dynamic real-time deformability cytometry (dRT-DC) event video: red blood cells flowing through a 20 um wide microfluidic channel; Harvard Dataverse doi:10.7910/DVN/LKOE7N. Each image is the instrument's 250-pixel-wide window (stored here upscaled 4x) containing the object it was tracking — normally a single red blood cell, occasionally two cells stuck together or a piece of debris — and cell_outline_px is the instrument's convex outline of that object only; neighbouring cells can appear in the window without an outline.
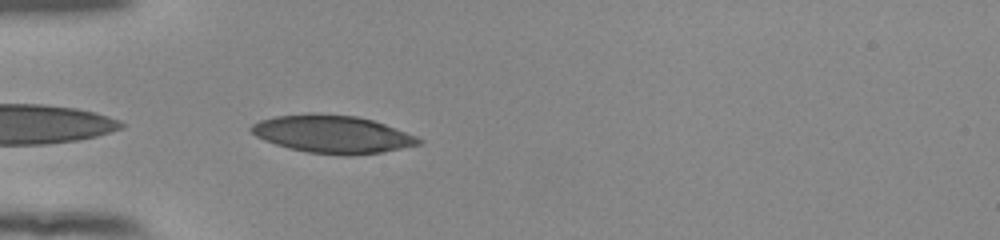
{"species": "human", "species_latin": "Homo sapiens", "temperature_condition": "room temperature", "stored_images_in_passage": 37, "camera_frame_rate_fps": 3000, "um_per_image_px": 0.085, "donor": {"sex": "female"}, "frame": {"image": 1, "passage_image": 1, "time_ms": 0.0, "image_size_px": [1000, 240], "cell_outline_px": [[424, 140], [420, 144], [384, 152], [348, 156], [344, 156], [308, 152], [288, 148], [264, 140], [256, 136], [248, 128], [252, 124], [260, 120], [276, 116], [312, 112], [356, 116], [372, 120], [384, 124], [416, 136]], "centroid_in_image_um": [28.24, 11.4], "position_along_channel_um": 56.8, "area_um2": 36.99}}
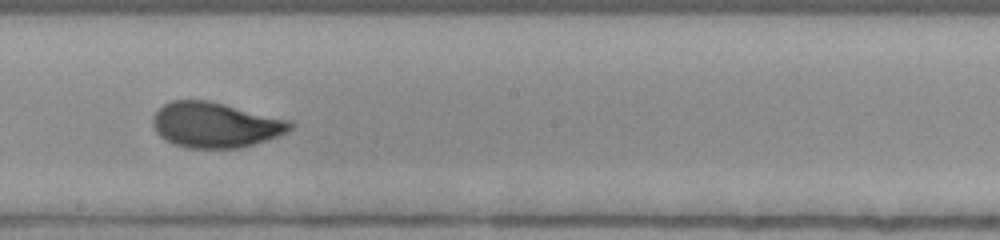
{"frame": {"image": 2, "passage_image": 15, "time_ms": 4.667, "image_size_px": [1000, 240], "cell_outline_px": [[296, 124], [288, 132], [240, 148], [188, 148], [172, 144], [164, 140], [156, 132], [152, 124], [152, 116], [156, 108], [172, 100], [208, 100], [292, 120]], "centroid_in_image_um": [18.27, 10.61], "position_along_channel_um": 229.9, "area_um2": 36.65}}
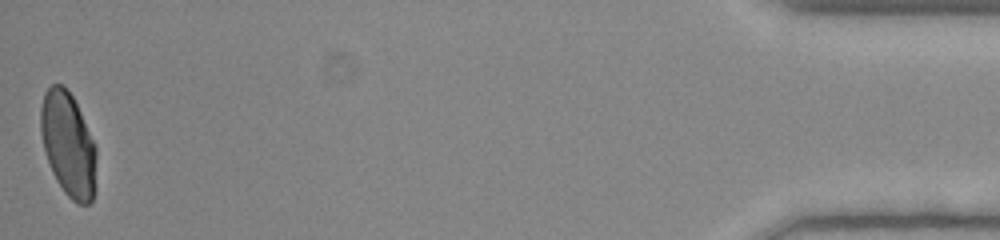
{"frame": {"image": 3, "passage_image": 37, "time_ms": 12.0, "image_size_px": [1000, 240], "cell_outline_px": [[96, 192], [92, 200], [88, 204], [76, 204], [64, 192], [56, 180], [52, 172], [44, 148], [40, 132], [40, 108], [44, 92], [52, 84], [64, 84], [72, 96], [80, 112], [96, 148]], "centroid_in_image_um": [5.8, 12.3], "position_along_channel_um": 429.4, "area_um2": 33.99}, "authors_computed_cell_mechanics": {"area_um2": 36.1828, "velocity_mm_per_s": 3.9023, "shape_relaxation_time_tau1_ms": 5.2452, "shape_relaxation_time_tau2_ms": null, "deformation_change_tau1": 0.1778, "deformation_change_tau2": null}}